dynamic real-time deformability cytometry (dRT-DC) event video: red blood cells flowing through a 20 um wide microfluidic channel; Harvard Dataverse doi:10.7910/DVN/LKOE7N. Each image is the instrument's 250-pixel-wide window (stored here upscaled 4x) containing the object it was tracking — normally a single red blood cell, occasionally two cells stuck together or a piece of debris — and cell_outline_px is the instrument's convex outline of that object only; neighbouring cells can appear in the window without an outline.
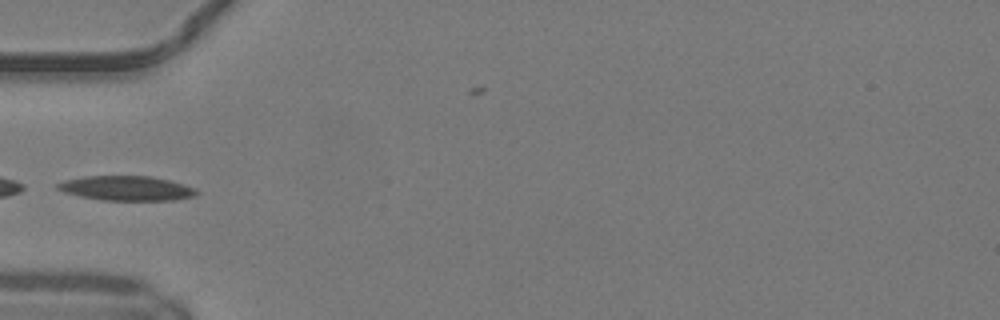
{"species": "common noctule bat (a hibernating species)", "species_latin": "Nyctalus noctula", "temperature_condition": "warm", "stored_images_in_passage": 29, "camera_frame_rate_fps": 3000, "um_per_image_px": 0.085, "animal": {"sex": "male", "body_mass_g": 19.2, "forearm_length_mm": 51.8}, "frame": {"image": 1, "passage_image": 1, "time_ms": 0.0, "image_size_px": [1000, 320], "cell_outline_px": [[200, 192], [196, 196], [176, 200], [104, 200], [80, 196], [64, 192], [56, 188], [56, 184], [64, 180], [84, 176], [152, 176], [184, 184], [196, 188]], "centroid_in_image_um": [10.79, 16.0], "position_along_channel_um": 74.2, "area_um2": 20.06}}
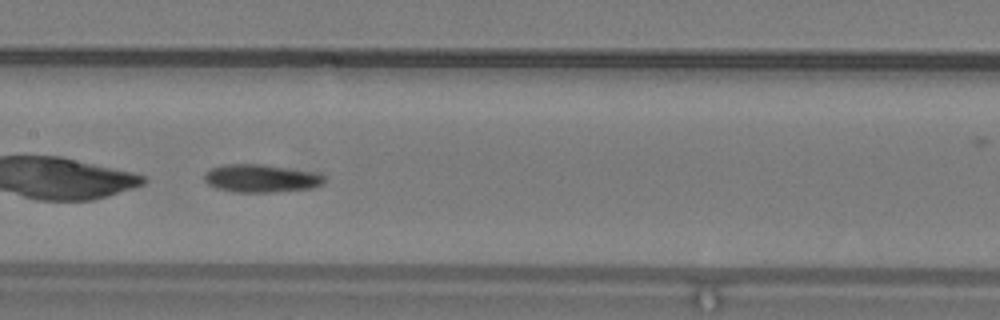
{"frame": {"image": 2, "passage_image": 9, "time_ms": 2.667, "image_size_px": [1000, 320], "cell_outline_px": [[324, 180], [320, 184], [308, 188], [276, 192], [236, 192], [216, 188], [208, 184], [204, 180], [204, 172], [212, 168], [224, 164], [260, 164], [312, 172], [324, 176]], "centroid_in_image_um": [22.1, 15.16], "position_along_channel_um": 185.3, "area_um2": 19.19}}